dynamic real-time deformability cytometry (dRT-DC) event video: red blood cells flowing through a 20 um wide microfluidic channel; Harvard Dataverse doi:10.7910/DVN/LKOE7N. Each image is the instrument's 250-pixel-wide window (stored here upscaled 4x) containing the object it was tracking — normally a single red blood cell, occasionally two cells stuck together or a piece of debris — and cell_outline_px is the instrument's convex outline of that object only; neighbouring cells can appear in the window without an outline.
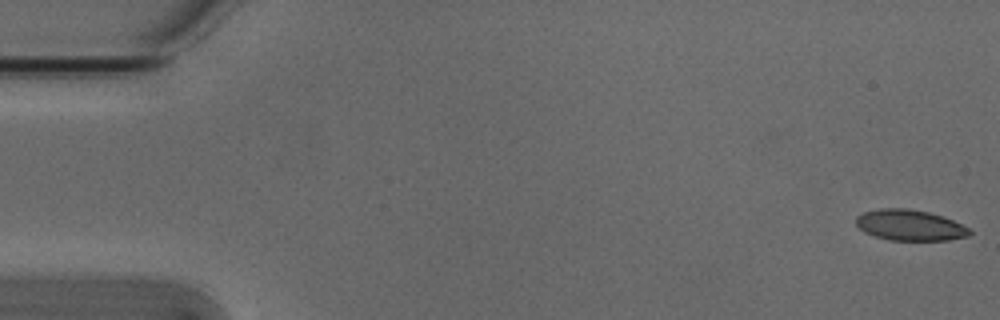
{"species": "Egyptian fruit bat (a non-hibernating species)", "species_latin": "Rousettus aegyptiacus", "temperature_condition": "cold", "stored_images_in_passage": 54, "camera_frame_rate_fps": 3000, "um_per_image_px": 0.085, "animal": {"sex": "male"}, "frame": {"image": 1, "passage_image": 1, "time_ms": 0.0, "image_size_px": [1000, 320], "cell_outline_px": [[972, 232], [968, 236], [948, 240], [888, 240], [864, 232], [856, 224], [856, 216], [864, 212], [880, 208], [908, 208], [928, 212], [952, 220], [968, 228]], "centroid_in_image_um": [77.31, 19.14], "position_along_channel_um": 7.7, "area_um2": 20.23}}
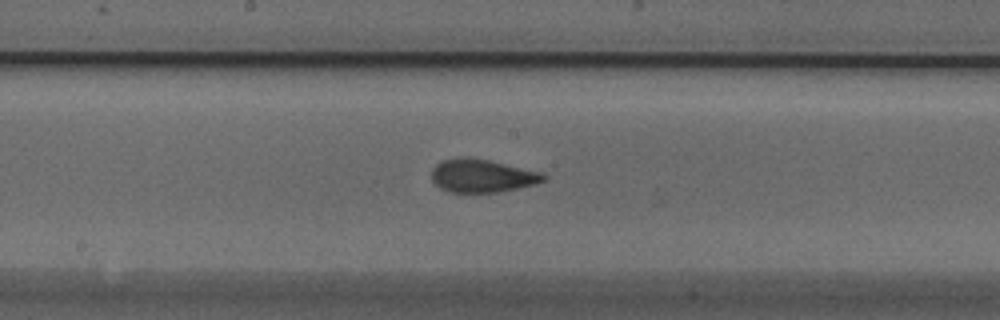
{"frame": {"image": 2, "passage_image": 28, "time_ms": 9.0, "image_size_px": [1000, 320], "cell_outline_px": [[548, 176], [544, 180], [536, 184], [496, 192], [448, 192], [440, 188], [432, 180], [432, 168], [436, 164], [444, 160], [460, 156], [468, 156], [488, 160], [544, 172]], "centroid_in_image_um": [40.98, 14.93], "position_along_channel_um": 207.2, "area_um2": 21.73}}
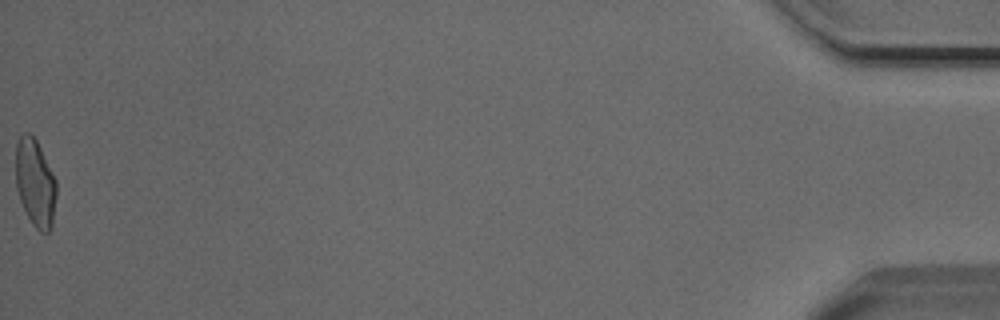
{"frame": {"image": 3, "passage_image": 54, "time_ms": 17.667, "image_size_px": [1000, 320], "cell_outline_px": [[56, 196], [52, 228], [48, 232], [40, 232], [32, 224], [20, 200], [16, 188], [16, 144], [20, 136], [24, 132], [28, 132], [36, 140], [56, 180]], "centroid_in_image_um": [2.99, 15.57], "position_along_channel_um": 432.2, "area_um2": 20.63}, "authors_computed_cell_mechanics": {"area_um2": 21.0103, "velocity_mm_per_s": 3.8199, "shape_relaxation_time_tau1_ms": null, "shape_relaxation_time_tau2_ms": 1.1432, "deformation_change_tau1": null, "deformation_change_tau2": 0.0666}}